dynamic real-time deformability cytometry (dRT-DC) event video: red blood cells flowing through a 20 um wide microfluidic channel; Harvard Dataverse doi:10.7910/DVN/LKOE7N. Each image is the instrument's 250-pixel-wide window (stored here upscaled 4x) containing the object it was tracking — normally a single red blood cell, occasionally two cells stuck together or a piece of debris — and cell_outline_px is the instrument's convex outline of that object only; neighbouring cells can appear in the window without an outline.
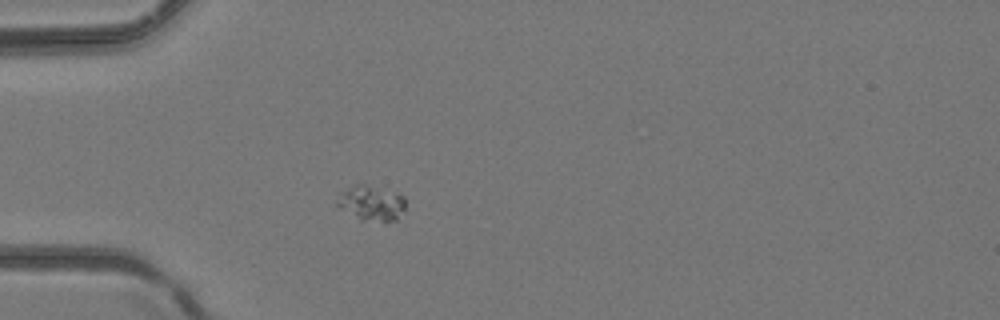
{"species": "common noctule bat (a hibernating species)", "species_latin": "Nyctalus noctula", "temperature_condition": "room temperature", "stored_images_in_passage": 1, "camera_frame_rate_fps": 3000, "um_per_image_px": 0.085, "animal": {"sex": "female", "body_mass_g": 24.6, "forearm_length_mm": 56.2}, "frame": {"image": 1, "passage_image": 1, "time_ms": 0.0, "image_size_px": [1000, 320], "cell_outline_px": [[404, 208], [396, 220], [384, 224], [360, 220], [336, 204], [336, 200], [348, 188], [356, 184], [364, 184], [396, 192], [404, 196]], "centroid_in_image_um": [31.61, 17.3], "position_along_channel_um": 53.4, "area_um2": 13.99}}